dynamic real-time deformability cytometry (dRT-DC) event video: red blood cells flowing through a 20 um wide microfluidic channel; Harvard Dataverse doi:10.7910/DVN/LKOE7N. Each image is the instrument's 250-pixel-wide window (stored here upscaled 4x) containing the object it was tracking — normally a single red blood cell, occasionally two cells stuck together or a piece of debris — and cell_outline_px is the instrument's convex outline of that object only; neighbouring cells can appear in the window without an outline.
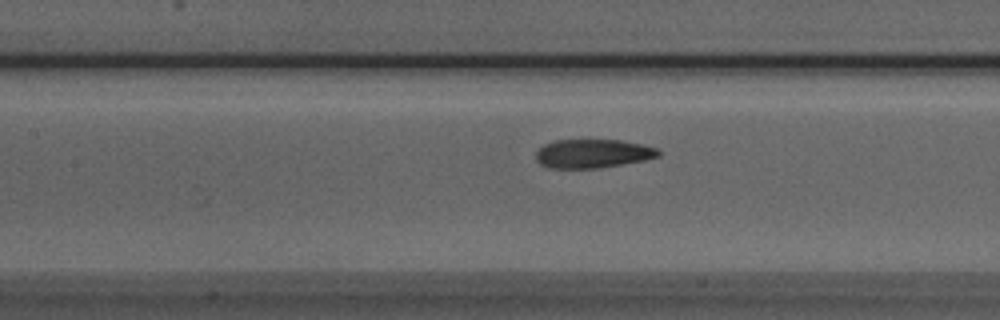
{"species": "Egyptian fruit bat (a non-hibernating species)", "species_latin": "Rousettus aegyptiacus", "temperature_condition": "room temperature", "stored_images_in_passage": 35, "camera_frame_rate_fps": 3000, "um_per_image_px": 0.085, "animal": {"sex": "male"}, "frame": {"image": 1, "passage_image": 13, "time_ms": 4.0, "image_size_px": [1000, 320], "cell_outline_px": [[660, 156], [644, 160], [596, 168], [548, 168], [540, 164], [536, 160], [536, 152], [544, 144], [556, 140], [620, 140], [640, 144], [656, 148], [660, 152]], "centroid_in_image_um": [50.35, 13.05], "position_along_channel_um": 157.1, "area_um2": 20.35}}
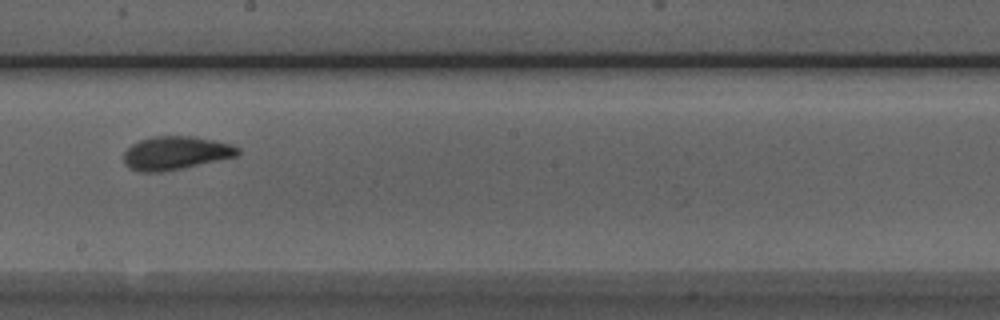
{"frame": {"image": 2, "passage_image": 19, "time_ms": 6.0, "image_size_px": [1000, 320], "cell_outline_px": [[240, 152], [236, 156], [180, 168], [160, 172], [140, 172], [128, 168], [124, 164], [124, 152], [132, 144], [140, 140], [152, 136], [196, 136], [232, 144], [240, 148]], "centroid_in_image_um": [14.91, 12.99], "position_along_channel_um": 233.3, "area_um2": 22.14}}
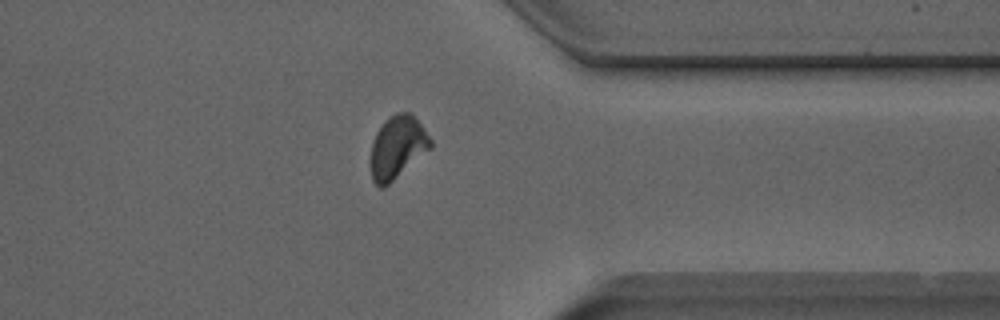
{"frame": {"image": 3, "passage_image": 31, "time_ms": 10.0, "image_size_px": [1000, 320], "cell_outline_px": [[432, 148], [384, 188], [380, 188], [372, 180], [372, 144], [376, 132], [396, 112], [408, 112], [424, 128], [432, 140]], "centroid_in_image_um": [33.81, 12.55], "position_along_channel_um": 377.6, "area_um2": 21.39}, "authors_computed_cell_mechanics": {"area_um2": 21.6172, "velocity_mm_per_s": 3.8272, "shape_relaxation_time_tau1_ms": 3.6285, "shape_relaxation_time_tau2_ms": 1.3111, "deformation_change_tau1": 0.1286, "deformation_change_tau2": 0.0664}}